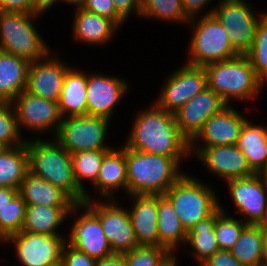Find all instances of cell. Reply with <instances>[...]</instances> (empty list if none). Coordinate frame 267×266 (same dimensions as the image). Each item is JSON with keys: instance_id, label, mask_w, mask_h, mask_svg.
<instances>
[{"instance_id": "obj_1", "label": "cell", "mask_w": 267, "mask_h": 266, "mask_svg": "<svg viewBox=\"0 0 267 266\" xmlns=\"http://www.w3.org/2000/svg\"><path fill=\"white\" fill-rule=\"evenodd\" d=\"M150 105L135 114L124 145L139 152L173 157L182 164L183 159L191 157L189 141L181 134L174 114L153 102Z\"/></svg>"}, {"instance_id": "obj_2", "label": "cell", "mask_w": 267, "mask_h": 266, "mask_svg": "<svg viewBox=\"0 0 267 266\" xmlns=\"http://www.w3.org/2000/svg\"><path fill=\"white\" fill-rule=\"evenodd\" d=\"M125 154L127 196L164 195L185 174L182 164L173 157L139 152L126 146Z\"/></svg>"}, {"instance_id": "obj_3", "label": "cell", "mask_w": 267, "mask_h": 266, "mask_svg": "<svg viewBox=\"0 0 267 266\" xmlns=\"http://www.w3.org/2000/svg\"><path fill=\"white\" fill-rule=\"evenodd\" d=\"M25 143L29 172L60 188L76 204L84 203L85 193L75 181L71 154L53 138H32Z\"/></svg>"}, {"instance_id": "obj_4", "label": "cell", "mask_w": 267, "mask_h": 266, "mask_svg": "<svg viewBox=\"0 0 267 266\" xmlns=\"http://www.w3.org/2000/svg\"><path fill=\"white\" fill-rule=\"evenodd\" d=\"M204 68L207 74V87L228 105L233 103V99L241 103L256 99L265 85L257 78L246 55L210 63Z\"/></svg>"}, {"instance_id": "obj_5", "label": "cell", "mask_w": 267, "mask_h": 266, "mask_svg": "<svg viewBox=\"0 0 267 266\" xmlns=\"http://www.w3.org/2000/svg\"><path fill=\"white\" fill-rule=\"evenodd\" d=\"M39 17L40 14L0 10V51L14 54L29 63L51 53L52 49L34 25Z\"/></svg>"}, {"instance_id": "obj_6", "label": "cell", "mask_w": 267, "mask_h": 266, "mask_svg": "<svg viewBox=\"0 0 267 266\" xmlns=\"http://www.w3.org/2000/svg\"><path fill=\"white\" fill-rule=\"evenodd\" d=\"M215 191L208 183L185 172L164 196L171 202L182 226L188 232L220 207V199Z\"/></svg>"}, {"instance_id": "obj_7", "label": "cell", "mask_w": 267, "mask_h": 266, "mask_svg": "<svg viewBox=\"0 0 267 266\" xmlns=\"http://www.w3.org/2000/svg\"><path fill=\"white\" fill-rule=\"evenodd\" d=\"M187 25L192 31L187 64L204 67L239 56L230 44L227 31L213 14L192 18Z\"/></svg>"}, {"instance_id": "obj_8", "label": "cell", "mask_w": 267, "mask_h": 266, "mask_svg": "<svg viewBox=\"0 0 267 266\" xmlns=\"http://www.w3.org/2000/svg\"><path fill=\"white\" fill-rule=\"evenodd\" d=\"M202 15L213 14L227 31L230 44L239 55H246L253 45L256 26L262 13H257L246 0H220Z\"/></svg>"}, {"instance_id": "obj_9", "label": "cell", "mask_w": 267, "mask_h": 266, "mask_svg": "<svg viewBox=\"0 0 267 266\" xmlns=\"http://www.w3.org/2000/svg\"><path fill=\"white\" fill-rule=\"evenodd\" d=\"M110 124L105 118L88 114L64 117L54 139L70 154L110 150L113 147L106 143Z\"/></svg>"}, {"instance_id": "obj_10", "label": "cell", "mask_w": 267, "mask_h": 266, "mask_svg": "<svg viewBox=\"0 0 267 266\" xmlns=\"http://www.w3.org/2000/svg\"><path fill=\"white\" fill-rule=\"evenodd\" d=\"M84 202V204L100 219L102 230L109 240L112 252L123 255L139 245L130 221L128 207L124 208L117 199Z\"/></svg>"}, {"instance_id": "obj_11", "label": "cell", "mask_w": 267, "mask_h": 266, "mask_svg": "<svg viewBox=\"0 0 267 266\" xmlns=\"http://www.w3.org/2000/svg\"><path fill=\"white\" fill-rule=\"evenodd\" d=\"M164 80L162 90L154 103L172 114L207 87L205 68L187 63L171 72Z\"/></svg>"}, {"instance_id": "obj_12", "label": "cell", "mask_w": 267, "mask_h": 266, "mask_svg": "<svg viewBox=\"0 0 267 266\" xmlns=\"http://www.w3.org/2000/svg\"><path fill=\"white\" fill-rule=\"evenodd\" d=\"M17 118V125L21 136L23 137L22 130L26 129L27 132H35L37 135L45 131L55 134L59 130L62 122V117L59 112L58 102L47 100L39 96L33 95L26 90L22 91L12 102ZM23 127V129H22Z\"/></svg>"}, {"instance_id": "obj_13", "label": "cell", "mask_w": 267, "mask_h": 266, "mask_svg": "<svg viewBox=\"0 0 267 266\" xmlns=\"http://www.w3.org/2000/svg\"><path fill=\"white\" fill-rule=\"evenodd\" d=\"M67 235L53 236L19 232L9 236L2 244H13L19 265L57 266L61 264V253Z\"/></svg>"}, {"instance_id": "obj_14", "label": "cell", "mask_w": 267, "mask_h": 266, "mask_svg": "<svg viewBox=\"0 0 267 266\" xmlns=\"http://www.w3.org/2000/svg\"><path fill=\"white\" fill-rule=\"evenodd\" d=\"M126 79L87 72V114L112 120L117 106L129 92Z\"/></svg>"}, {"instance_id": "obj_15", "label": "cell", "mask_w": 267, "mask_h": 266, "mask_svg": "<svg viewBox=\"0 0 267 266\" xmlns=\"http://www.w3.org/2000/svg\"><path fill=\"white\" fill-rule=\"evenodd\" d=\"M190 155L197 158L206 170L214 177L217 176L219 180L228 181L255 174L237 145L190 147Z\"/></svg>"}, {"instance_id": "obj_16", "label": "cell", "mask_w": 267, "mask_h": 266, "mask_svg": "<svg viewBox=\"0 0 267 266\" xmlns=\"http://www.w3.org/2000/svg\"><path fill=\"white\" fill-rule=\"evenodd\" d=\"M79 210L83 213L74 218L66 242L97 261L114 255L100 219L84 203L79 204Z\"/></svg>"}, {"instance_id": "obj_17", "label": "cell", "mask_w": 267, "mask_h": 266, "mask_svg": "<svg viewBox=\"0 0 267 266\" xmlns=\"http://www.w3.org/2000/svg\"><path fill=\"white\" fill-rule=\"evenodd\" d=\"M231 201L247 225H259L267 207V184L255 173L226 181Z\"/></svg>"}, {"instance_id": "obj_18", "label": "cell", "mask_w": 267, "mask_h": 266, "mask_svg": "<svg viewBox=\"0 0 267 266\" xmlns=\"http://www.w3.org/2000/svg\"><path fill=\"white\" fill-rule=\"evenodd\" d=\"M52 53L29 64L26 91L41 98L58 102L66 71L71 66L53 51Z\"/></svg>"}, {"instance_id": "obj_19", "label": "cell", "mask_w": 267, "mask_h": 266, "mask_svg": "<svg viewBox=\"0 0 267 266\" xmlns=\"http://www.w3.org/2000/svg\"><path fill=\"white\" fill-rule=\"evenodd\" d=\"M226 106L228 104L218 94L206 87L174 114L181 134L190 143L201 131L205 122Z\"/></svg>"}, {"instance_id": "obj_20", "label": "cell", "mask_w": 267, "mask_h": 266, "mask_svg": "<svg viewBox=\"0 0 267 266\" xmlns=\"http://www.w3.org/2000/svg\"><path fill=\"white\" fill-rule=\"evenodd\" d=\"M234 108L228 105L218 114L211 116L190 142V147L236 145L248 118Z\"/></svg>"}, {"instance_id": "obj_21", "label": "cell", "mask_w": 267, "mask_h": 266, "mask_svg": "<svg viewBox=\"0 0 267 266\" xmlns=\"http://www.w3.org/2000/svg\"><path fill=\"white\" fill-rule=\"evenodd\" d=\"M133 200L128 210L139 246L164 247L157 231L158 195H130Z\"/></svg>"}, {"instance_id": "obj_22", "label": "cell", "mask_w": 267, "mask_h": 266, "mask_svg": "<svg viewBox=\"0 0 267 266\" xmlns=\"http://www.w3.org/2000/svg\"><path fill=\"white\" fill-rule=\"evenodd\" d=\"M92 186L99 195V200L116 199L114 192L119 189L127 194L125 145L114 147L105 154L97 180Z\"/></svg>"}, {"instance_id": "obj_23", "label": "cell", "mask_w": 267, "mask_h": 266, "mask_svg": "<svg viewBox=\"0 0 267 266\" xmlns=\"http://www.w3.org/2000/svg\"><path fill=\"white\" fill-rule=\"evenodd\" d=\"M74 14L72 37L81 44L95 47L109 44L121 29L114 21L82 8H76Z\"/></svg>"}, {"instance_id": "obj_24", "label": "cell", "mask_w": 267, "mask_h": 266, "mask_svg": "<svg viewBox=\"0 0 267 266\" xmlns=\"http://www.w3.org/2000/svg\"><path fill=\"white\" fill-rule=\"evenodd\" d=\"M77 210L79 211V204L74 207L27 205L21 232L64 236L62 232L59 234V227L65 223L68 217L76 216Z\"/></svg>"}, {"instance_id": "obj_25", "label": "cell", "mask_w": 267, "mask_h": 266, "mask_svg": "<svg viewBox=\"0 0 267 266\" xmlns=\"http://www.w3.org/2000/svg\"><path fill=\"white\" fill-rule=\"evenodd\" d=\"M18 193L27 205L74 207L76 203L60 188L47 180L28 172L21 182Z\"/></svg>"}, {"instance_id": "obj_26", "label": "cell", "mask_w": 267, "mask_h": 266, "mask_svg": "<svg viewBox=\"0 0 267 266\" xmlns=\"http://www.w3.org/2000/svg\"><path fill=\"white\" fill-rule=\"evenodd\" d=\"M29 62L0 51V103H12L27 86Z\"/></svg>"}, {"instance_id": "obj_27", "label": "cell", "mask_w": 267, "mask_h": 266, "mask_svg": "<svg viewBox=\"0 0 267 266\" xmlns=\"http://www.w3.org/2000/svg\"><path fill=\"white\" fill-rule=\"evenodd\" d=\"M74 66L65 74L62 92L58 101L62 118L87 114V73Z\"/></svg>"}, {"instance_id": "obj_28", "label": "cell", "mask_w": 267, "mask_h": 266, "mask_svg": "<svg viewBox=\"0 0 267 266\" xmlns=\"http://www.w3.org/2000/svg\"><path fill=\"white\" fill-rule=\"evenodd\" d=\"M157 231L159 242L174 256L176 248L186 244L187 231L173 205L164 195H158Z\"/></svg>"}, {"instance_id": "obj_29", "label": "cell", "mask_w": 267, "mask_h": 266, "mask_svg": "<svg viewBox=\"0 0 267 266\" xmlns=\"http://www.w3.org/2000/svg\"><path fill=\"white\" fill-rule=\"evenodd\" d=\"M236 145L246 156L251 169L257 173L267 159V127L247 120Z\"/></svg>"}, {"instance_id": "obj_30", "label": "cell", "mask_w": 267, "mask_h": 266, "mask_svg": "<svg viewBox=\"0 0 267 266\" xmlns=\"http://www.w3.org/2000/svg\"><path fill=\"white\" fill-rule=\"evenodd\" d=\"M216 218L217 210L211 216L199 221L187 232L185 247H191L190 253L198 265H201L219 250L214 231Z\"/></svg>"}, {"instance_id": "obj_31", "label": "cell", "mask_w": 267, "mask_h": 266, "mask_svg": "<svg viewBox=\"0 0 267 266\" xmlns=\"http://www.w3.org/2000/svg\"><path fill=\"white\" fill-rule=\"evenodd\" d=\"M29 172V154L26 143L7 148L0 154V186L19 190Z\"/></svg>"}, {"instance_id": "obj_32", "label": "cell", "mask_w": 267, "mask_h": 266, "mask_svg": "<svg viewBox=\"0 0 267 266\" xmlns=\"http://www.w3.org/2000/svg\"><path fill=\"white\" fill-rule=\"evenodd\" d=\"M230 252L244 266H263L261 227L259 225H247Z\"/></svg>"}, {"instance_id": "obj_33", "label": "cell", "mask_w": 267, "mask_h": 266, "mask_svg": "<svg viewBox=\"0 0 267 266\" xmlns=\"http://www.w3.org/2000/svg\"><path fill=\"white\" fill-rule=\"evenodd\" d=\"M108 151L93 150L71 154L74 178L78 187L85 193V202L95 199L89 194V191H86L85 180H88L90 184L92 182V185L96 182L101 162Z\"/></svg>"}, {"instance_id": "obj_34", "label": "cell", "mask_w": 267, "mask_h": 266, "mask_svg": "<svg viewBox=\"0 0 267 266\" xmlns=\"http://www.w3.org/2000/svg\"><path fill=\"white\" fill-rule=\"evenodd\" d=\"M141 19H158L163 22L183 23L189 18L183 11L182 0H142Z\"/></svg>"}, {"instance_id": "obj_35", "label": "cell", "mask_w": 267, "mask_h": 266, "mask_svg": "<svg viewBox=\"0 0 267 266\" xmlns=\"http://www.w3.org/2000/svg\"><path fill=\"white\" fill-rule=\"evenodd\" d=\"M255 71L257 78L267 84V11L259 19L253 45L246 54Z\"/></svg>"}, {"instance_id": "obj_36", "label": "cell", "mask_w": 267, "mask_h": 266, "mask_svg": "<svg viewBox=\"0 0 267 266\" xmlns=\"http://www.w3.org/2000/svg\"><path fill=\"white\" fill-rule=\"evenodd\" d=\"M229 214V215H227ZM247 224L241 219H236L224 209L220 202V207L217 209V218L214 226L215 238L221 250H230Z\"/></svg>"}, {"instance_id": "obj_37", "label": "cell", "mask_w": 267, "mask_h": 266, "mask_svg": "<svg viewBox=\"0 0 267 266\" xmlns=\"http://www.w3.org/2000/svg\"><path fill=\"white\" fill-rule=\"evenodd\" d=\"M26 202L17 193L0 211V244L14 234L21 232L25 219Z\"/></svg>"}, {"instance_id": "obj_38", "label": "cell", "mask_w": 267, "mask_h": 266, "mask_svg": "<svg viewBox=\"0 0 267 266\" xmlns=\"http://www.w3.org/2000/svg\"><path fill=\"white\" fill-rule=\"evenodd\" d=\"M122 256L126 266H169L175 260L165 247L138 246Z\"/></svg>"}, {"instance_id": "obj_39", "label": "cell", "mask_w": 267, "mask_h": 266, "mask_svg": "<svg viewBox=\"0 0 267 266\" xmlns=\"http://www.w3.org/2000/svg\"><path fill=\"white\" fill-rule=\"evenodd\" d=\"M28 138L22 137L12 103H0V142L8 148L20 146Z\"/></svg>"}, {"instance_id": "obj_40", "label": "cell", "mask_w": 267, "mask_h": 266, "mask_svg": "<svg viewBox=\"0 0 267 266\" xmlns=\"http://www.w3.org/2000/svg\"><path fill=\"white\" fill-rule=\"evenodd\" d=\"M81 8L114 21L120 28L126 23L116 11L113 0H86Z\"/></svg>"}, {"instance_id": "obj_41", "label": "cell", "mask_w": 267, "mask_h": 266, "mask_svg": "<svg viewBox=\"0 0 267 266\" xmlns=\"http://www.w3.org/2000/svg\"><path fill=\"white\" fill-rule=\"evenodd\" d=\"M97 260L76 250L67 242L61 253V266H96Z\"/></svg>"}, {"instance_id": "obj_42", "label": "cell", "mask_w": 267, "mask_h": 266, "mask_svg": "<svg viewBox=\"0 0 267 266\" xmlns=\"http://www.w3.org/2000/svg\"><path fill=\"white\" fill-rule=\"evenodd\" d=\"M201 266H244L230 252V250L219 249L213 256L209 257Z\"/></svg>"}, {"instance_id": "obj_43", "label": "cell", "mask_w": 267, "mask_h": 266, "mask_svg": "<svg viewBox=\"0 0 267 266\" xmlns=\"http://www.w3.org/2000/svg\"><path fill=\"white\" fill-rule=\"evenodd\" d=\"M116 11L126 20L132 14L141 15L142 0H113ZM134 12V13H133Z\"/></svg>"}, {"instance_id": "obj_44", "label": "cell", "mask_w": 267, "mask_h": 266, "mask_svg": "<svg viewBox=\"0 0 267 266\" xmlns=\"http://www.w3.org/2000/svg\"><path fill=\"white\" fill-rule=\"evenodd\" d=\"M0 10L37 14L33 10L31 0H0Z\"/></svg>"}, {"instance_id": "obj_45", "label": "cell", "mask_w": 267, "mask_h": 266, "mask_svg": "<svg viewBox=\"0 0 267 266\" xmlns=\"http://www.w3.org/2000/svg\"><path fill=\"white\" fill-rule=\"evenodd\" d=\"M213 1L212 0H182L183 11L189 19L200 17L201 16L200 13L202 14V12L207 9V6Z\"/></svg>"}, {"instance_id": "obj_46", "label": "cell", "mask_w": 267, "mask_h": 266, "mask_svg": "<svg viewBox=\"0 0 267 266\" xmlns=\"http://www.w3.org/2000/svg\"><path fill=\"white\" fill-rule=\"evenodd\" d=\"M31 2L33 10L40 15L47 13L57 2L59 4V0H31Z\"/></svg>"}, {"instance_id": "obj_47", "label": "cell", "mask_w": 267, "mask_h": 266, "mask_svg": "<svg viewBox=\"0 0 267 266\" xmlns=\"http://www.w3.org/2000/svg\"><path fill=\"white\" fill-rule=\"evenodd\" d=\"M18 193V190L10 187L0 186V211L9 203V201Z\"/></svg>"}, {"instance_id": "obj_48", "label": "cell", "mask_w": 267, "mask_h": 266, "mask_svg": "<svg viewBox=\"0 0 267 266\" xmlns=\"http://www.w3.org/2000/svg\"><path fill=\"white\" fill-rule=\"evenodd\" d=\"M96 266H126L122 255H112L108 258L98 260Z\"/></svg>"}, {"instance_id": "obj_49", "label": "cell", "mask_w": 267, "mask_h": 266, "mask_svg": "<svg viewBox=\"0 0 267 266\" xmlns=\"http://www.w3.org/2000/svg\"><path fill=\"white\" fill-rule=\"evenodd\" d=\"M261 233L263 237V260L267 262V227H261Z\"/></svg>"}, {"instance_id": "obj_50", "label": "cell", "mask_w": 267, "mask_h": 266, "mask_svg": "<svg viewBox=\"0 0 267 266\" xmlns=\"http://www.w3.org/2000/svg\"><path fill=\"white\" fill-rule=\"evenodd\" d=\"M86 0H59V2L67 3V5H72L76 8H81Z\"/></svg>"}, {"instance_id": "obj_51", "label": "cell", "mask_w": 267, "mask_h": 266, "mask_svg": "<svg viewBox=\"0 0 267 266\" xmlns=\"http://www.w3.org/2000/svg\"><path fill=\"white\" fill-rule=\"evenodd\" d=\"M256 174L267 184V159Z\"/></svg>"}, {"instance_id": "obj_52", "label": "cell", "mask_w": 267, "mask_h": 266, "mask_svg": "<svg viewBox=\"0 0 267 266\" xmlns=\"http://www.w3.org/2000/svg\"><path fill=\"white\" fill-rule=\"evenodd\" d=\"M260 227H267V207L265 210L264 218L262 219L261 223L259 224Z\"/></svg>"}, {"instance_id": "obj_53", "label": "cell", "mask_w": 267, "mask_h": 266, "mask_svg": "<svg viewBox=\"0 0 267 266\" xmlns=\"http://www.w3.org/2000/svg\"><path fill=\"white\" fill-rule=\"evenodd\" d=\"M7 148H8V147H7L5 144H3L2 142H0V154H1L2 152H4Z\"/></svg>"}, {"instance_id": "obj_54", "label": "cell", "mask_w": 267, "mask_h": 266, "mask_svg": "<svg viewBox=\"0 0 267 266\" xmlns=\"http://www.w3.org/2000/svg\"><path fill=\"white\" fill-rule=\"evenodd\" d=\"M177 256H175V260L169 265V266H178V260Z\"/></svg>"}]
</instances>
